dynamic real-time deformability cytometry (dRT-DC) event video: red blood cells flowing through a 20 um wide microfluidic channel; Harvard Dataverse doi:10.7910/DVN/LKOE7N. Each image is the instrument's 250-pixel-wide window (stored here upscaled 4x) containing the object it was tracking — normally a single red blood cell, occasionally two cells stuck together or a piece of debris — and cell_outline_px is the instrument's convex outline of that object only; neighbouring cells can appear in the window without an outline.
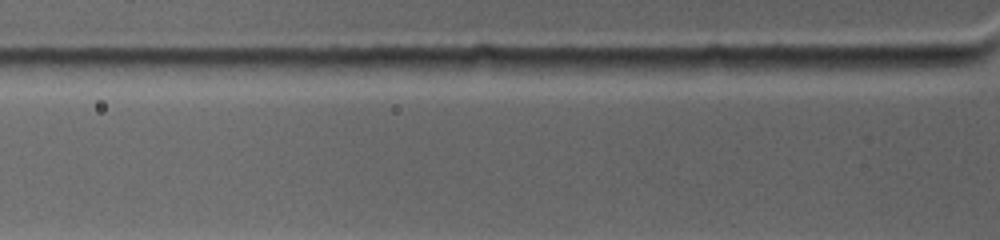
{"species": "common noctule bat (a hibernating species)", "species_latin": "Nyctalus noctula", "temperature_condition": "warm", "stored_images_in_passage": 3, "segment_of_instrument_passage": [1, 2], "camera_frame_rate_fps": 4500, "um_per_image_px": 0.085, "animal": {"sex": "female", "body_mass_g": 19.0, "forearm_length_mm": 53.3}, "frame": {"image": 1, "passage_image": 2, "time_ms": 0.222, "image_size_px": [1000, 240], "cell_outline_px": [[728, 68], [652, 76], [632, 76], [624, 60], [708, 56], [724, 56]], "centroid_in_image_um": [57.34, 5.56], "position_along_channel_um": 68.5, "area_um2": 10.98}}